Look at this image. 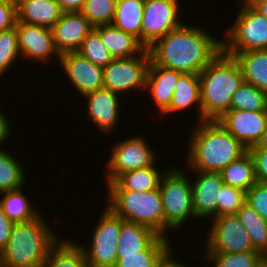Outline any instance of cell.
Segmentation results:
<instances>
[{"instance_id": "1", "label": "cell", "mask_w": 267, "mask_h": 267, "mask_svg": "<svg viewBox=\"0 0 267 267\" xmlns=\"http://www.w3.org/2000/svg\"><path fill=\"white\" fill-rule=\"evenodd\" d=\"M207 31L184 23L147 48L150 61L180 73L199 74L222 51V40Z\"/></svg>"}, {"instance_id": "2", "label": "cell", "mask_w": 267, "mask_h": 267, "mask_svg": "<svg viewBox=\"0 0 267 267\" xmlns=\"http://www.w3.org/2000/svg\"><path fill=\"white\" fill-rule=\"evenodd\" d=\"M190 130L187 171L220 172L248 150L216 120L198 122Z\"/></svg>"}, {"instance_id": "3", "label": "cell", "mask_w": 267, "mask_h": 267, "mask_svg": "<svg viewBox=\"0 0 267 267\" xmlns=\"http://www.w3.org/2000/svg\"><path fill=\"white\" fill-rule=\"evenodd\" d=\"M49 223L41 212L30 221L14 223L1 250V267H41L49 250L60 240Z\"/></svg>"}, {"instance_id": "4", "label": "cell", "mask_w": 267, "mask_h": 267, "mask_svg": "<svg viewBox=\"0 0 267 267\" xmlns=\"http://www.w3.org/2000/svg\"><path fill=\"white\" fill-rule=\"evenodd\" d=\"M202 121L218 120L230 110L234 92L244 78L234 57L221 51L199 73Z\"/></svg>"}, {"instance_id": "5", "label": "cell", "mask_w": 267, "mask_h": 267, "mask_svg": "<svg viewBox=\"0 0 267 267\" xmlns=\"http://www.w3.org/2000/svg\"><path fill=\"white\" fill-rule=\"evenodd\" d=\"M107 207L117 216L139 223L164 237V214L159 188L144 192L107 191Z\"/></svg>"}, {"instance_id": "6", "label": "cell", "mask_w": 267, "mask_h": 267, "mask_svg": "<svg viewBox=\"0 0 267 267\" xmlns=\"http://www.w3.org/2000/svg\"><path fill=\"white\" fill-rule=\"evenodd\" d=\"M162 176L159 190L161 193L164 214V237L169 238V230H180L191 218L198 220L192 204L191 180L192 174L182 168L171 166Z\"/></svg>"}, {"instance_id": "7", "label": "cell", "mask_w": 267, "mask_h": 267, "mask_svg": "<svg viewBox=\"0 0 267 267\" xmlns=\"http://www.w3.org/2000/svg\"><path fill=\"white\" fill-rule=\"evenodd\" d=\"M243 1L222 40V51L232 57L242 51L267 49V18Z\"/></svg>"}, {"instance_id": "8", "label": "cell", "mask_w": 267, "mask_h": 267, "mask_svg": "<svg viewBox=\"0 0 267 267\" xmlns=\"http://www.w3.org/2000/svg\"><path fill=\"white\" fill-rule=\"evenodd\" d=\"M98 218L93 230L90 246L80 245L85 254L88 267H115L117 246L121 229V217L114 214L107 206Z\"/></svg>"}, {"instance_id": "9", "label": "cell", "mask_w": 267, "mask_h": 267, "mask_svg": "<svg viewBox=\"0 0 267 267\" xmlns=\"http://www.w3.org/2000/svg\"><path fill=\"white\" fill-rule=\"evenodd\" d=\"M112 146L105 168L107 184L114 182L125 172L156 164L157 154L149 147L150 144L143 135L128 137Z\"/></svg>"}, {"instance_id": "10", "label": "cell", "mask_w": 267, "mask_h": 267, "mask_svg": "<svg viewBox=\"0 0 267 267\" xmlns=\"http://www.w3.org/2000/svg\"><path fill=\"white\" fill-rule=\"evenodd\" d=\"M149 62L148 49L135 57L114 58L103 68V88L125 95L132 89L144 91Z\"/></svg>"}, {"instance_id": "11", "label": "cell", "mask_w": 267, "mask_h": 267, "mask_svg": "<svg viewBox=\"0 0 267 267\" xmlns=\"http://www.w3.org/2000/svg\"><path fill=\"white\" fill-rule=\"evenodd\" d=\"M204 241L205 253H236L257 251L244 225L236 214L212 218Z\"/></svg>"}, {"instance_id": "12", "label": "cell", "mask_w": 267, "mask_h": 267, "mask_svg": "<svg viewBox=\"0 0 267 267\" xmlns=\"http://www.w3.org/2000/svg\"><path fill=\"white\" fill-rule=\"evenodd\" d=\"M178 0H145L141 43L149 48L156 40L183 25Z\"/></svg>"}, {"instance_id": "13", "label": "cell", "mask_w": 267, "mask_h": 267, "mask_svg": "<svg viewBox=\"0 0 267 267\" xmlns=\"http://www.w3.org/2000/svg\"><path fill=\"white\" fill-rule=\"evenodd\" d=\"M216 121L248 150L258 145L263 138L267 127V111L230 109Z\"/></svg>"}, {"instance_id": "14", "label": "cell", "mask_w": 267, "mask_h": 267, "mask_svg": "<svg viewBox=\"0 0 267 267\" xmlns=\"http://www.w3.org/2000/svg\"><path fill=\"white\" fill-rule=\"evenodd\" d=\"M15 27L22 58L39 61L43 64L51 60L54 55L59 62L60 55L55 48L51 28L24 22H17Z\"/></svg>"}, {"instance_id": "15", "label": "cell", "mask_w": 267, "mask_h": 267, "mask_svg": "<svg viewBox=\"0 0 267 267\" xmlns=\"http://www.w3.org/2000/svg\"><path fill=\"white\" fill-rule=\"evenodd\" d=\"M61 68L66 78L81 96L103 88V68L95 65L78 52L60 55Z\"/></svg>"}, {"instance_id": "16", "label": "cell", "mask_w": 267, "mask_h": 267, "mask_svg": "<svg viewBox=\"0 0 267 267\" xmlns=\"http://www.w3.org/2000/svg\"><path fill=\"white\" fill-rule=\"evenodd\" d=\"M189 172L197 175H195V178L192 177L190 179L192 204L196 218L198 220H206V218L217 217V203H219L221 187L224 184L220 173L203 171Z\"/></svg>"}, {"instance_id": "17", "label": "cell", "mask_w": 267, "mask_h": 267, "mask_svg": "<svg viewBox=\"0 0 267 267\" xmlns=\"http://www.w3.org/2000/svg\"><path fill=\"white\" fill-rule=\"evenodd\" d=\"M94 27L80 12H63L51 28L54 45L59 55L77 52Z\"/></svg>"}, {"instance_id": "18", "label": "cell", "mask_w": 267, "mask_h": 267, "mask_svg": "<svg viewBox=\"0 0 267 267\" xmlns=\"http://www.w3.org/2000/svg\"><path fill=\"white\" fill-rule=\"evenodd\" d=\"M118 95V93L102 88L82 97L88 101L86 103L88 119H91L93 124H96L97 128L106 135L112 133V130L114 131L122 117L119 116L121 113L119 110L121 108L119 102L121 98L119 99Z\"/></svg>"}, {"instance_id": "19", "label": "cell", "mask_w": 267, "mask_h": 267, "mask_svg": "<svg viewBox=\"0 0 267 267\" xmlns=\"http://www.w3.org/2000/svg\"><path fill=\"white\" fill-rule=\"evenodd\" d=\"M182 73L149 62L146 75V88L151 94L158 112L162 114L169 106L175 85Z\"/></svg>"}, {"instance_id": "20", "label": "cell", "mask_w": 267, "mask_h": 267, "mask_svg": "<svg viewBox=\"0 0 267 267\" xmlns=\"http://www.w3.org/2000/svg\"><path fill=\"white\" fill-rule=\"evenodd\" d=\"M196 106L198 108L199 118L197 121L202 122V107L200 93V77L199 74L182 73L175 85L170 106L161 114L167 116L177 111H185L188 108Z\"/></svg>"}, {"instance_id": "21", "label": "cell", "mask_w": 267, "mask_h": 267, "mask_svg": "<svg viewBox=\"0 0 267 267\" xmlns=\"http://www.w3.org/2000/svg\"><path fill=\"white\" fill-rule=\"evenodd\" d=\"M101 42L114 58H127L141 55L146 47L130 33L114 27L112 24L94 27Z\"/></svg>"}, {"instance_id": "22", "label": "cell", "mask_w": 267, "mask_h": 267, "mask_svg": "<svg viewBox=\"0 0 267 267\" xmlns=\"http://www.w3.org/2000/svg\"><path fill=\"white\" fill-rule=\"evenodd\" d=\"M62 13L55 0L17 1V22L52 28Z\"/></svg>"}, {"instance_id": "23", "label": "cell", "mask_w": 267, "mask_h": 267, "mask_svg": "<svg viewBox=\"0 0 267 267\" xmlns=\"http://www.w3.org/2000/svg\"><path fill=\"white\" fill-rule=\"evenodd\" d=\"M164 171L156 165L131 170L120 175L114 182L107 184V191H135L144 192L159 188Z\"/></svg>"}, {"instance_id": "24", "label": "cell", "mask_w": 267, "mask_h": 267, "mask_svg": "<svg viewBox=\"0 0 267 267\" xmlns=\"http://www.w3.org/2000/svg\"><path fill=\"white\" fill-rule=\"evenodd\" d=\"M245 82L267 93V49L248 50L236 53Z\"/></svg>"}, {"instance_id": "25", "label": "cell", "mask_w": 267, "mask_h": 267, "mask_svg": "<svg viewBox=\"0 0 267 267\" xmlns=\"http://www.w3.org/2000/svg\"><path fill=\"white\" fill-rule=\"evenodd\" d=\"M158 236L159 234L146 226L121 218L117 254H137L145 250Z\"/></svg>"}, {"instance_id": "26", "label": "cell", "mask_w": 267, "mask_h": 267, "mask_svg": "<svg viewBox=\"0 0 267 267\" xmlns=\"http://www.w3.org/2000/svg\"><path fill=\"white\" fill-rule=\"evenodd\" d=\"M145 0H117L112 25L132 34L141 42L142 16Z\"/></svg>"}, {"instance_id": "27", "label": "cell", "mask_w": 267, "mask_h": 267, "mask_svg": "<svg viewBox=\"0 0 267 267\" xmlns=\"http://www.w3.org/2000/svg\"><path fill=\"white\" fill-rule=\"evenodd\" d=\"M224 184L236 187L247 192L257 182L252 156L247 151L239 159L232 161L220 172Z\"/></svg>"}, {"instance_id": "28", "label": "cell", "mask_w": 267, "mask_h": 267, "mask_svg": "<svg viewBox=\"0 0 267 267\" xmlns=\"http://www.w3.org/2000/svg\"><path fill=\"white\" fill-rule=\"evenodd\" d=\"M41 267H88L83 249L70 239L59 240Z\"/></svg>"}, {"instance_id": "29", "label": "cell", "mask_w": 267, "mask_h": 267, "mask_svg": "<svg viewBox=\"0 0 267 267\" xmlns=\"http://www.w3.org/2000/svg\"><path fill=\"white\" fill-rule=\"evenodd\" d=\"M0 195L2 196L0 197V204L3 212L13 223L30 221L40 214V211L34 207V204L30 203L26 194L23 193L22 188Z\"/></svg>"}, {"instance_id": "30", "label": "cell", "mask_w": 267, "mask_h": 267, "mask_svg": "<svg viewBox=\"0 0 267 267\" xmlns=\"http://www.w3.org/2000/svg\"><path fill=\"white\" fill-rule=\"evenodd\" d=\"M15 157L5 148L0 149V194L21 189L25 185L26 169Z\"/></svg>"}, {"instance_id": "31", "label": "cell", "mask_w": 267, "mask_h": 267, "mask_svg": "<svg viewBox=\"0 0 267 267\" xmlns=\"http://www.w3.org/2000/svg\"><path fill=\"white\" fill-rule=\"evenodd\" d=\"M168 239L159 235L145 250L137 254H117L115 267H155L158 259L171 246Z\"/></svg>"}, {"instance_id": "32", "label": "cell", "mask_w": 267, "mask_h": 267, "mask_svg": "<svg viewBox=\"0 0 267 267\" xmlns=\"http://www.w3.org/2000/svg\"><path fill=\"white\" fill-rule=\"evenodd\" d=\"M250 236L253 247L262 253L267 247V222L245 203L236 214Z\"/></svg>"}, {"instance_id": "33", "label": "cell", "mask_w": 267, "mask_h": 267, "mask_svg": "<svg viewBox=\"0 0 267 267\" xmlns=\"http://www.w3.org/2000/svg\"><path fill=\"white\" fill-rule=\"evenodd\" d=\"M230 109L252 112L267 111V93L251 83L243 81L232 96Z\"/></svg>"}, {"instance_id": "34", "label": "cell", "mask_w": 267, "mask_h": 267, "mask_svg": "<svg viewBox=\"0 0 267 267\" xmlns=\"http://www.w3.org/2000/svg\"><path fill=\"white\" fill-rule=\"evenodd\" d=\"M213 267H258L262 262L260 251L236 253H205Z\"/></svg>"}, {"instance_id": "35", "label": "cell", "mask_w": 267, "mask_h": 267, "mask_svg": "<svg viewBox=\"0 0 267 267\" xmlns=\"http://www.w3.org/2000/svg\"><path fill=\"white\" fill-rule=\"evenodd\" d=\"M117 0H85L80 13L93 27L112 24Z\"/></svg>"}, {"instance_id": "36", "label": "cell", "mask_w": 267, "mask_h": 267, "mask_svg": "<svg viewBox=\"0 0 267 267\" xmlns=\"http://www.w3.org/2000/svg\"><path fill=\"white\" fill-rule=\"evenodd\" d=\"M77 52L102 68L106 67L114 60L110 51L101 42L99 33L94 28L83 40L81 47Z\"/></svg>"}, {"instance_id": "37", "label": "cell", "mask_w": 267, "mask_h": 267, "mask_svg": "<svg viewBox=\"0 0 267 267\" xmlns=\"http://www.w3.org/2000/svg\"><path fill=\"white\" fill-rule=\"evenodd\" d=\"M21 57L16 27L0 31V78Z\"/></svg>"}, {"instance_id": "38", "label": "cell", "mask_w": 267, "mask_h": 267, "mask_svg": "<svg viewBox=\"0 0 267 267\" xmlns=\"http://www.w3.org/2000/svg\"><path fill=\"white\" fill-rule=\"evenodd\" d=\"M246 203V192L242 189L223 184L217 203V216L237 214Z\"/></svg>"}, {"instance_id": "39", "label": "cell", "mask_w": 267, "mask_h": 267, "mask_svg": "<svg viewBox=\"0 0 267 267\" xmlns=\"http://www.w3.org/2000/svg\"><path fill=\"white\" fill-rule=\"evenodd\" d=\"M246 203L267 222V184L256 182L254 186L246 192Z\"/></svg>"}, {"instance_id": "40", "label": "cell", "mask_w": 267, "mask_h": 267, "mask_svg": "<svg viewBox=\"0 0 267 267\" xmlns=\"http://www.w3.org/2000/svg\"><path fill=\"white\" fill-rule=\"evenodd\" d=\"M248 151L254 161L256 181L267 184V146H253Z\"/></svg>"}, {"instance_id": "41", "label": "cell", "mask_w": 267, "mask_h": 267, "mask_svg": "<svg viewBox=\"0 0 267 267\" xmlns=\"http://www.w3.org/2000/svg\"><path fill=\"white\" fill-rule=\"evenodd\" d=\"M17 23V3L0 2V31L12 29Z\"/></svg>"}, {"instance_id": "42", "label": "cell", "mask_w": 267, "mask_h": 267, "mask_svg": "<svg viewBox=\"0 0 267 267\" xmlns=\"http://www.w3.org/2000/svg\"><path fill=\"white\" fill-rule=\"evenodd\" d=\"M13 222L5 215L0 204V251L6 246L13 227Z\"/></svg>"}, {"instance_id": "43", "label": "cell", "mask_w": 267, "mask_h": 267, "mask_svg": "<svg viewBox=\"0 0 267 267\" xmlns=\"http://www.w3.org/2000/svg\"><path fill=\"white\" fill-rule=\"evenodd\" d=\"M173 251L174 250L170 246L158 259L155 267H187L185 262L183 263L182 261L178 260V258L175 260L176 258L173 257V255H175Z\"/></svg>"}, {"instance_id": "44", "label": "cell", "mask_w": 267, "mask_h": 267, "mask_svg": "<svg viewBox=\"0 0 267 267\" xmlns=\"http://www.w3.org/2000/svg\"><path fill=\"white\" fill-rule=\"evenodd\" d=\"M0 109V149H3L2 143L7 142L6 140L9 139L11 136V121L8 120V116L4 114ZM7 116V117H6Z\"/></svg>"}, {"instance_id": "45", "label": "cell", "mask_w": 267, "mask_h": 267, "mask_svg": "<svg viewBox=\"0 0 267 267\" xmlns=\"http://www.w3.org/2000/svg\"><path fill=\"white\" fill-rule=\"evenodd\" d=\"M62 12H80L85 0H55Z\"/></svg>"}, {"instance_id": "46", "label": "cell", "mask_w": 267, "mask_h": 267, "mask_svg": "<svg viewBox=\"0 0 267 267\" xmlns=\"http://www.w3.org/2000/svg\"><path fill=\"white\" fill-rule=\"evenodd\" d=\"M256 11L267 18V0H246Z\"/></svg>"}, {"instance_id": "47", "label": "cell", "mask_w": 267, "mask_h": 267, "mask_svg": "<svg viewBox=\"0 0 267 267\" xmlns=\"http://www.w3.org/2000/svg\"><path fill=\"white\" fill-rule=\"evenodd\" d=\"M255 146H267V127H266V131L264 132L261 142Z\"/></svg>"}, {"instance_id": "48", "label": "cell", "mask_w": 267, "mask_h": 267, "mask_svg": "<svg viewBox=\"0 0 267 267\" xmlns=\"http://www.w3.org/2000/svg\"><path fill=\"white\" fill-rule=\"evenodd\" d=\"M262 261L267 263V247L261 253Z\"/></svg>"}, {"instance_id": "49", "label": "cell", "mask_w": 267, "mask_h": 267, "mask_svg": "<svg viewBox=\"0 0 267 267\" xmlns=\"http://www.w3.org/2000/svg\"><path fill=\"white\" fill-rule=\"evenodd\" d=\"M18 0H0V2L17 3Z\"/></svg>"}, {"instance_id": "50", "label": "cell", "mask_w": 267, "mask_h": 267, "mask_svg": "<svg viewBox=\"0 0 267 267\" xmlns=\"http://www.w3.org/2000/svg\"><path fill=\"white\" fill-rule=\"evenodd\" d=\"M258 267H267V263H265V262L262 261V262L259 264Z\"/></svg>"}, {"instance_id": "51", "label": "cell", "mask_w": 267, "mask_h": 267, "mask_svg": "<svg viewBox=\"0 0 267 267\" xmlns=\"http://www.w3.org/2000/svg\"><path fill=\"white\" fill-rule=\"evenodd\" d=\"M0 267H1V251H0Z\"/></svg>"}]
</instances>
